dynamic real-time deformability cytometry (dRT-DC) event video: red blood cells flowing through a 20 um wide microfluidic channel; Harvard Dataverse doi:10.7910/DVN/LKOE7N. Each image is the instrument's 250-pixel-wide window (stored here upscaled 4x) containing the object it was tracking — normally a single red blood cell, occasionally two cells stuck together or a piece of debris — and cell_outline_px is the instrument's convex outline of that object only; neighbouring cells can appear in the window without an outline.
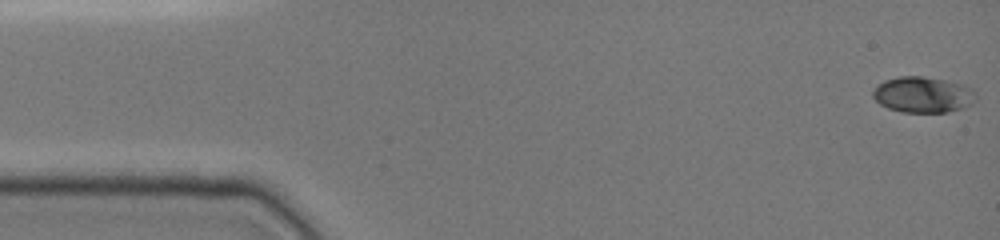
{"species": "common noctule bat (a hibernating species)", "species_latin": "Nyctalus noctula", "temperature_condition": "cold", "stored_images_in_passage": 48, "camera_frame_rate_fps": 3000, "um_per_image_px": 0.085, "animal": {"sex": "female", "body_mass_g": 19.0, "forearm_length_mm": 51.5}, "frame": {"image": 1, "passage_image": 1, "time_ms": 0.0, "image_size_px": [1000, 240], "cell_outline_px": [[976, 100], [972, 104], [964, 108], [948, 112], [900, 112], [888, 108], [880, 104], [872, 96], [872, 92], [884, 80], [900, 76], [924, 76], [964, 84], [972, 88], [976, 92]], "centroid_in_image_um": [78.49, 8.05], "position_along_channel_um": 6.5, "area_um2": 21.73}}
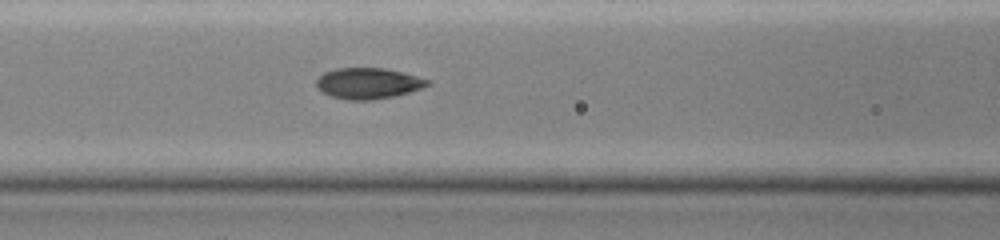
{"frame": {"image": 2, "passage_image": 20, "time_ms": 6.333, "image_size_px": [1000, 240], "cell_outline_px": [[432, 84], [408, 92], [392, 96], [372, 100], [348, 100], [332, 96], [320, 92], [316, 84], [316, 80], [324, 72], [336, 68], [384, 68], [404, 72], [432, 80]], "centroid_in_image_um": [31.3, 7.07], "position_along_channel_um": 135.3, "area_um2": 20.11}}
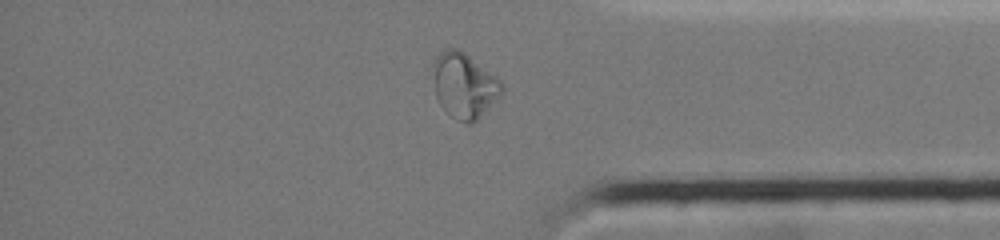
{"frame": {"image": 3, "passage_image": 40, "time_ms": 13.0, "image_size_px": [1000, 240], "cell_outline_px": [[504, 92], [472, 124], [456, 120], [440, 104], [436, 96], [432, 64], [436, 56], [444, 48], [456, 48], [464, 52], [496, 76], [504, 84]], "centroid_in_image_um": [39.46, 7.24], "position_along_channel_um": 395.7, "area_um2": 26.01}}